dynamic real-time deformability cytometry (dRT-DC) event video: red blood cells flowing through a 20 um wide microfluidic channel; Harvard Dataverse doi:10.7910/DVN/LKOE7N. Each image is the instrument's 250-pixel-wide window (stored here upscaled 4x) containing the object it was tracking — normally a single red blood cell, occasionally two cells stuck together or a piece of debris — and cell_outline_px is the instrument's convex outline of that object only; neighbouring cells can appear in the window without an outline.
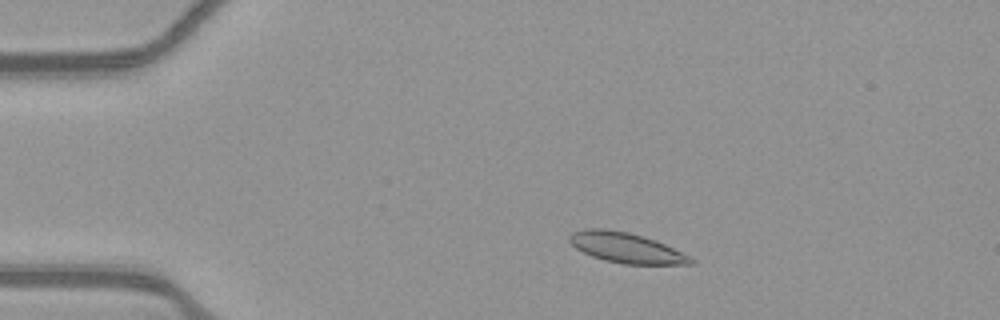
{"species": "common noctule bat (a hibernating species)", "species_latin": "Nyctalus noctula", "temperature_condition": "warm", "stored_images_in_passage": 45, "camera_frame_rate_fps": 3000, "um_per_image_px": 0.085, "animal": {"sex": "female", "body_mass_g": 21.9}, "frame": {"image": 1, "passage_image": 2, "time_ms": 0.333, "image_size_px": [1000, 320], "cell_outline_px": [[696, 264], [624, 264], [604, 260], [592, 256], [576, 248], [568, 240], [568, 236], [572, 232], [584, 228], [604, 228], [628, 232], [644, 236], [656, 240], [692, 256], [696, 260]], "centroid_in_image_um": [53.26, 21.05], "position_along_channel_um": 31.7, "area_um2": 21.62}}
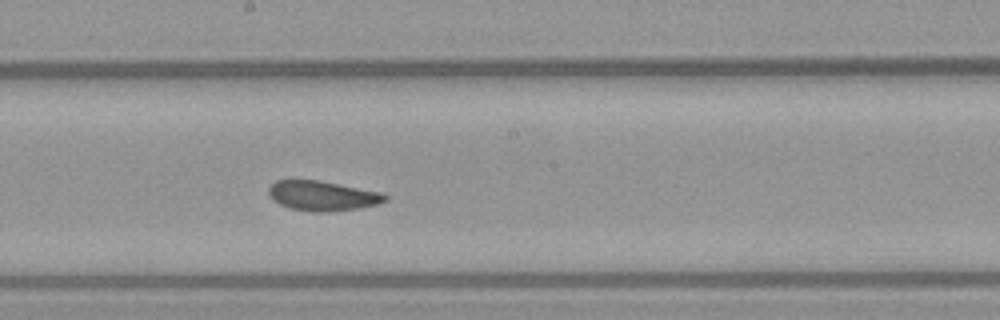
{"frame": {"image": 2, "passage_image": 21, "time_ms": 6.667, "image_size_px": [1000, 320], "cell_outline_px": [[388, 200], [380, 204], [360, 208], [328, 212], [316, 212], [292, 208], [280, 204], [272, 200], [268, 192], [268, 188], [276, 180], [320, 180], [380, 192], [388, 196]], "centroid_in_image_um": [27.44, 16.64], "position_along_channel_um": 220.8, "area_um2": 20.29}}
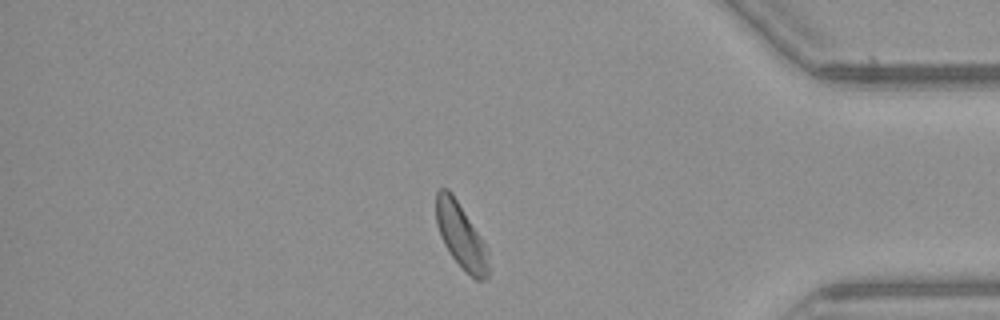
{"frame": {"image": 3, "passage_image": 37, "time_ms": 12.0, "image_size_px": [1000, 320], "cell_outline_px": [[488, 280], [476, 280], [452, 256], [444, 244], [440, 236], [436, 224], [436, 192], [440, 188], [448, 188], [452, 192], [488, 248]], "centroid_in_image_um": [39.18, 20.01], "position_along_channel_um": 396.0, "area_um2": 19.71}, "authors_computed_cell_mechanics": {"area_um2": 20.6346, "velocity_mm_per_s": 3.8583, "shape_relaxation_time_tau1_ms": 5.7244, "shape_relaxation_time_tau2_ms": 4.8962, "deformation_change_tau1": 0.1026, "deformation_change_tau2": 0.1035}}